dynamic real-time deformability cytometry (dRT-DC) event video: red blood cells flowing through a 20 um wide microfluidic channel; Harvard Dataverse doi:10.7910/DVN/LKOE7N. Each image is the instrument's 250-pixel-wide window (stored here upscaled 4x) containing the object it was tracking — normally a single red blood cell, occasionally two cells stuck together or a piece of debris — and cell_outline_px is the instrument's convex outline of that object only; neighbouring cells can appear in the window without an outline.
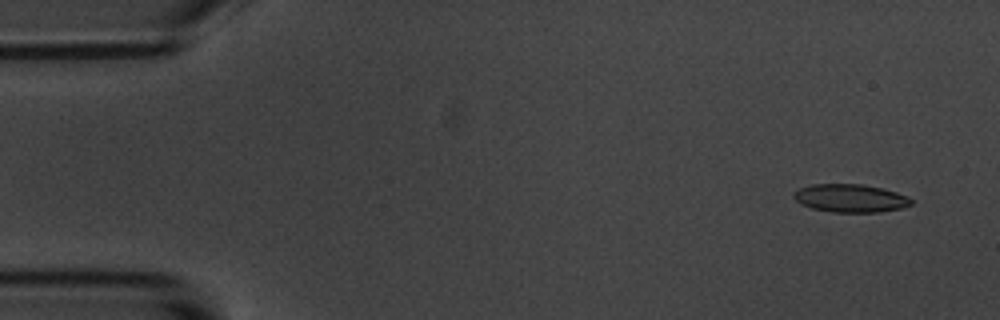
{"species": "common noctule bat (a hibernating species)", "species_latin": "Nyctalus noctula", "temperature_condition": "room temperature", "stored_images_in_passage": 55, "camera_frame_rate_fps": 3000, "um_per_image_px": 0.085, "animal": {"sex": "male", "body_mass_g": 20.1, "forearm_length_mm": 53.5}, "frame": {"image": 1, "passage_image": 3, "time_ms": 0.667, "image_size_px": [1000, 320], "cell_outline_px": [[912, 204], [904, 208], [880, 212], [832, 212], [812, 208], [800, 204], [792, 196], [792, 192], [800, 188], [812, 184], [864, 184], [896, 192], [908, 196], [912, 200]], "centroid_in_image_um": [72.28, 16.85], "position_along_channel_um": 12.7, "area_um2": 19.36}}
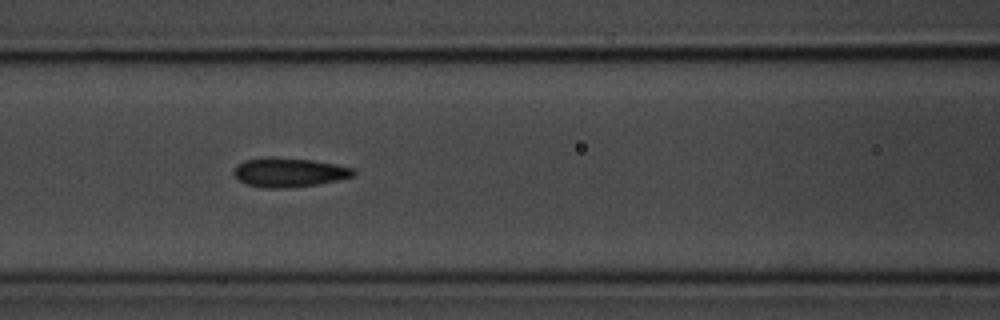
{"frame": {"image": 2, "passage_image": 23, "time_ms": 7.333, "image_size_px": [1000, 320], "cell_outline_px": [[356, 172], [352, 176], [336, 180], [316, 184], [284, 188], [264, 188], [248, 184], [240, 180], [232, 172], [236, 164], [244, 160], [312, 160], [336, 164], [352, 168]], "centroid_in_image_um": [24.58, 14.69], "position_along_channel_um": 142.0, "area_um2": 19.25}}
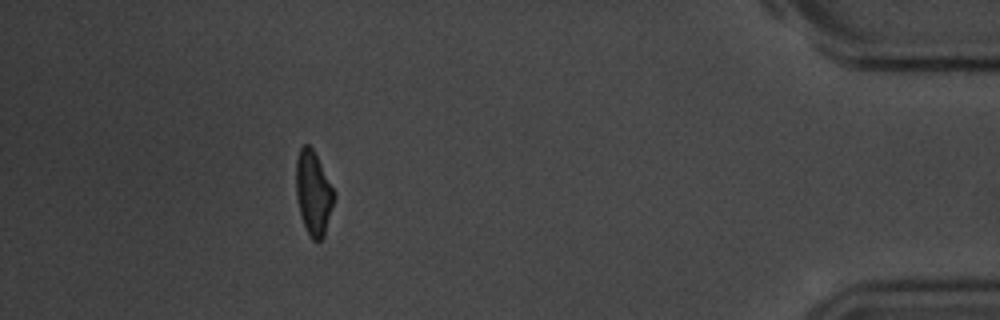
{"frame": {"image": 3, "passage_image": 50, "time_ms": 16.333, "image_size_px": [1000, 320], "cell_outline_px": [[336, 196], [324, 236], [320, 240], [312, 240], [304, 224], [300, 212], [296, 196], [296, 160], [300, 148], [304, 144], [308, 144], [312, 148], [336, 192]], "centroid_in_image_um": [26.65, 16.39], "position_along_channel_um": 408.5, "area_um2": 18.55}, "authors_computed_cell_mechanics": {"area_um2": 19.5942, "velocity_mm_per_s": 3.5771, "shape_relaxation_time_tau1_ms": 4.289, "shape_relaxation_time_tau2_ms": 1.4624, "deformation_change_tau1": 0.1403, "deformation_change_tau2": 0.0745}}